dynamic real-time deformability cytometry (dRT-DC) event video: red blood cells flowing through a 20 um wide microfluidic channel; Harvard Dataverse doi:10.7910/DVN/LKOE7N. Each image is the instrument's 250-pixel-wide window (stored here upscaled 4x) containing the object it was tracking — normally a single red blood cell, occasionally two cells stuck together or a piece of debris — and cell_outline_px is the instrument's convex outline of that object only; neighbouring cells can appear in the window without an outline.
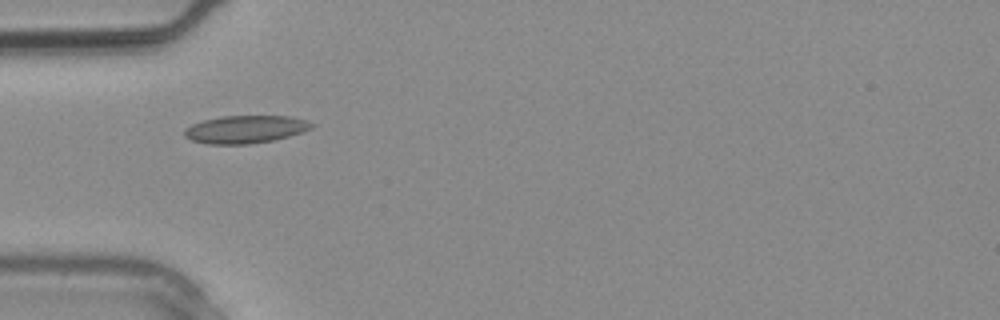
{"species": "common noctule bat (a hibernating species)", "species_latin": "Nyctalus noctula", "temperature_condition": "warm", "stored_images_in_passage": 1, "camera_frame_rate_fps": 3000, "um_per_image_px": 0.085, "animal": {"sex": "male", "body_mass_g": 20.4}, "frame": {"image": 1, "passage_image": 1, "time_ms": 0.0, "image_size_px": [1000, 320], "cell_outline_px": [[316, 124], [312, 128], [288, 136], [272, 140], [248, 144], [204, 144], [192, 140], [184, 136], [184, 128], [192, 124], [204, 120], [220, 116], [288, 116], [304, 120]], "centroid_in_image_um": [20.81, 10.99], "position_along_channel_um": 64.2, "area_um2": 20.46}}